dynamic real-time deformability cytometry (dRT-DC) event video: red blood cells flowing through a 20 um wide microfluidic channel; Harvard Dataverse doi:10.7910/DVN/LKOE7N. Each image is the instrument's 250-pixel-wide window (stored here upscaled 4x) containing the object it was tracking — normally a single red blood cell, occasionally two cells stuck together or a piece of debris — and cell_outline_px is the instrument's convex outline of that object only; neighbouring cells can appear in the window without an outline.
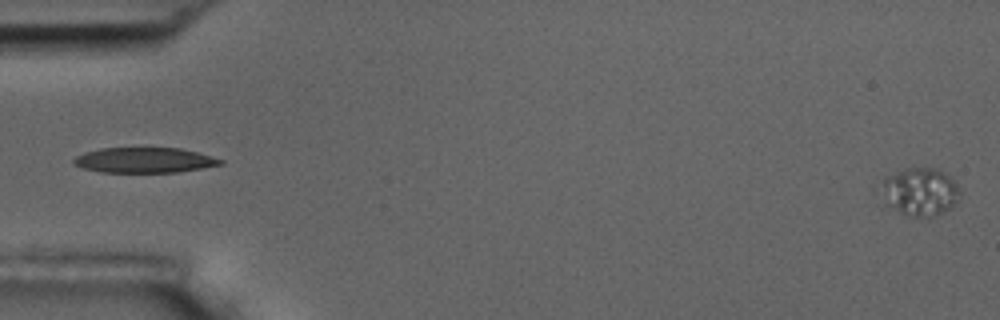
{"species": "common noctule bat (a hibernating species)", "species_latin": "Nyctalus noctula", "temperature_condition": "room temperature", "stored_images_in_passage": 5, "camera_frame_rate_fps": 3000, "um_per_image_px": 0.085, "animal": {"sex": "male", "body_mass_g": 17.5, "forearm_length_mm": 52.3}, "frame": {"image": 1, "passage_image": 5, "time_ms": 5.333, "image_size_px": [1000, 320], "cell_outline_px": [[960, 200], [948, 208], [932, 216], [908, 216], [884, 204], [884, 180], [888, 176], [908, 168], [936, 168], [948, 176], [956, 184], [960, 192]], "centroid_in_image_um": [78.23, 16.31], "position_along_channel_um": 6.8, "area_um2": 21.33}}